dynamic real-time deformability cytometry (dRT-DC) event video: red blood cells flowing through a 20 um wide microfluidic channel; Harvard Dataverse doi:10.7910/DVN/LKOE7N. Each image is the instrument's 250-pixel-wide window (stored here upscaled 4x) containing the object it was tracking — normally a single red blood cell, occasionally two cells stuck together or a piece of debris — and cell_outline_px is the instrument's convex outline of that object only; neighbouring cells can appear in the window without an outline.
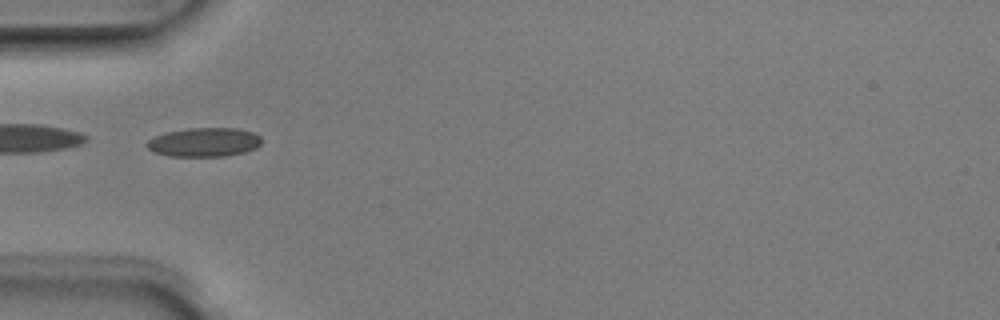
{"species": "Egyptian fruit bat (a non-hibernating species)", "species_latin": "Rousettus aegyptiacus", "temperature_condition": "room temperature", "stored_images_in_passage": 8, "camera_frame_rate_fps": 3000, "um_per_image_px": 0.085, "animal": {"sex": "male"}, "frame": {"image": 1, "passage_image": 4, "time_ms": 1.0, "image_size_px": [1000, 320], "cell_outline_px": [[260, 144], [256, 148], [244, 152], [224, 156], [168, 156], [152, 152], [144, 144], [148, 140], [156, 136], [168, 132], [188, 128], [236, 128], [252, 132], [260, 136]], "centroid_in_image_um": [17.33, 12.09], "position_along_channel_um": 67.7, "area_um2": 19.31}}
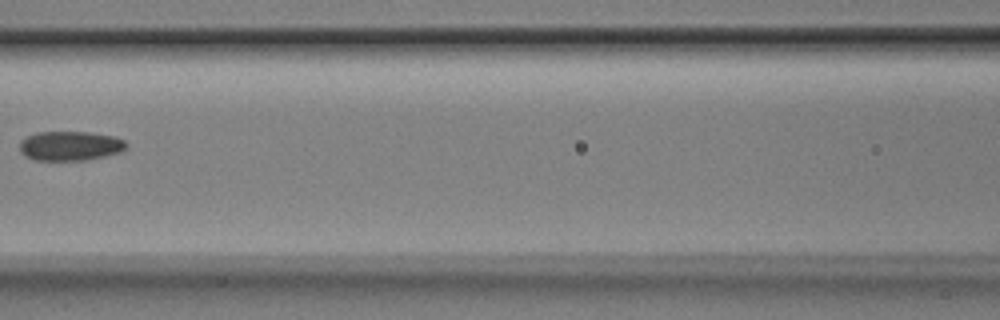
{"frame": {"image": 2, "passage_image": 6, "time_ms": 1.667, "image_size_px": [1000, 320], "cell_outline_px": [[128, 144], [120, 152], [104, 156], [84, 160], [36, 160], [24, 156], [20, 152], [20, 140], [36, 132], [88, 132], [116, 136], [124, 140]], "centroid_in_image_um": [5.95, 12.39], "position_along_channel_um": 160.7, "area_um2": 18.32}}
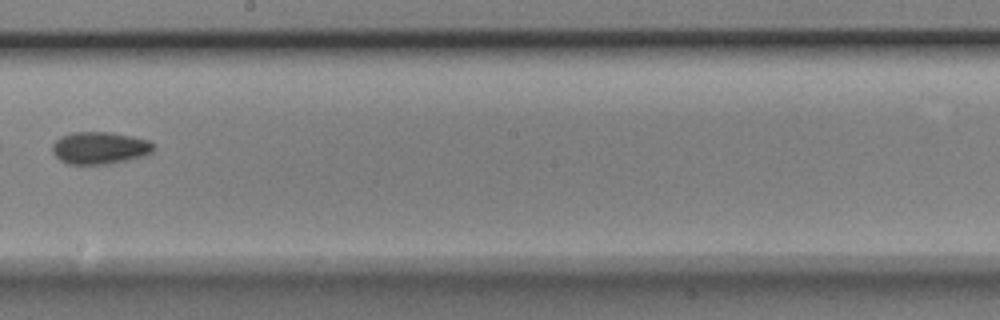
{"frame": {"image": 3, "passage_image": 8, "time_ms": 2.333, "image_size_px": [1000, 320], "cell_outline_px": [[156, 148], [152, 152], [144, 156], [128, 160], [108, 164], [68, 164], [60, 160], [52, 152], [52, 144], [60, 136], [72, 132], [108, 132], [132, 136], [148, 140], [156, 144]], "centroid_in_image_um": [8.5, 12.57], "position_along_channel_um": 239.7, "area_um2": 19.25}}